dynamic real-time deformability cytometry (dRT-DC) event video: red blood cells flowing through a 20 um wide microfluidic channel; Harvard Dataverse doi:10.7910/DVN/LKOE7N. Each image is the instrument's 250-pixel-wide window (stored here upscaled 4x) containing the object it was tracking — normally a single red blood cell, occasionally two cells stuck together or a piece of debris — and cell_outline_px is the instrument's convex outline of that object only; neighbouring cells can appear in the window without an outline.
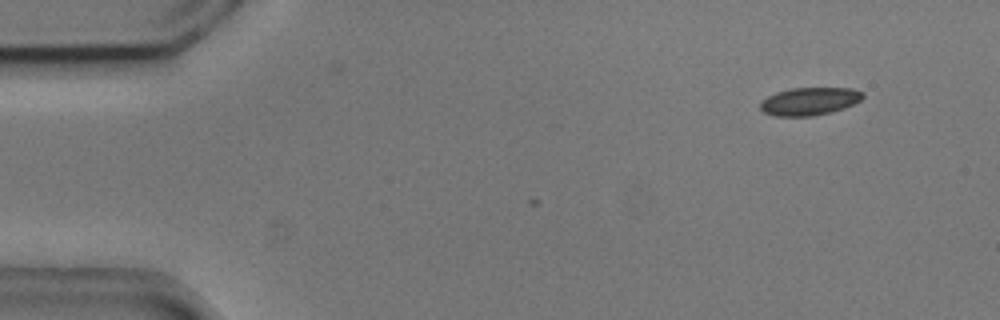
{"species": "common noctule bat (a hibernating species)", "species_latin": "Nyctalus noctula", "temperature_condition": "cold", "stored_images_in_passage": 5, "camera_frame_rate_fps": 3000, "um_per_image_px": 0.085, "animal": {"sex": "male", "body_mass_g": 20.5, "forearm_length_mm": 52.5}, "frame": {"image": 1, "passage_image": 1, "time_ms": 0.0, "image_size_px": [1000, 320], "cell_outline_px": [[864, 96], [860, 100], [844, 108], [812, 116], [776, 116], [764, 112], [760, 108], [760, 104], [768, 96], [776, 92], [792, 88], [852, 88], [864, 92]], "centroid_in_image_um": [68.81, 8.6], "position_along_channel_um": 16.2, "area_um2": 16.42}}